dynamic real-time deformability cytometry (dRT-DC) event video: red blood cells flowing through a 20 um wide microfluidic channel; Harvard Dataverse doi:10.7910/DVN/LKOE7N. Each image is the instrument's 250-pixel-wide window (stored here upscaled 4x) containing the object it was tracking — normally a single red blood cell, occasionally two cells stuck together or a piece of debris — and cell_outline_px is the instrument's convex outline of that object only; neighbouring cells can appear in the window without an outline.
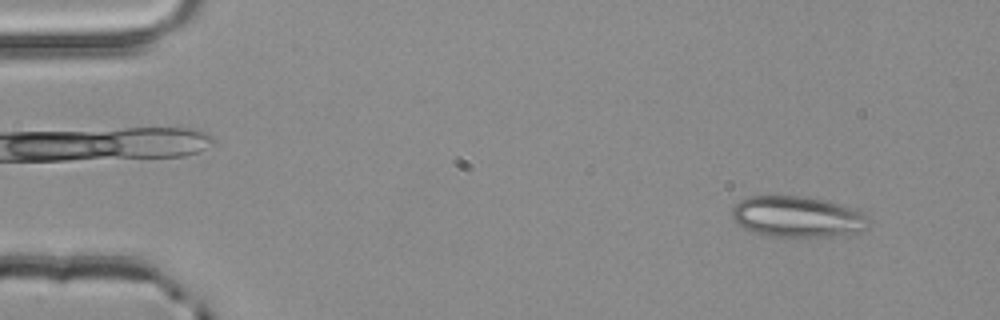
{"species": "common noctule bat (a hibernating species)", "species_latin": "Nyctalus noctula", "temperature_condition": "room temperature", "stored_images_in_passage": 3, "camera_frame_rate_fps": 3000, "um_per_image_px": 0.085, "animal": {"sex": "male", "body_mass_g": 20.4}, "frame": {"image": 1, "passage_image": 1, "time_ms": 0.0, "image_size_px": [1000, 320], "cell_outline_px": [[868, 220], [864, 228], [860, 232], [848, 236], [768, 236], [752, 232], [736, 224], [732, 220], [732, 208], [740, 200], [748, 196], [804, 196], [824, 200], [856, 208], [868, 216]], "centroid_in_image_um": [67.77, 18.43], "position_along_channel_um": 17.2, "area_um2": 32.95}}